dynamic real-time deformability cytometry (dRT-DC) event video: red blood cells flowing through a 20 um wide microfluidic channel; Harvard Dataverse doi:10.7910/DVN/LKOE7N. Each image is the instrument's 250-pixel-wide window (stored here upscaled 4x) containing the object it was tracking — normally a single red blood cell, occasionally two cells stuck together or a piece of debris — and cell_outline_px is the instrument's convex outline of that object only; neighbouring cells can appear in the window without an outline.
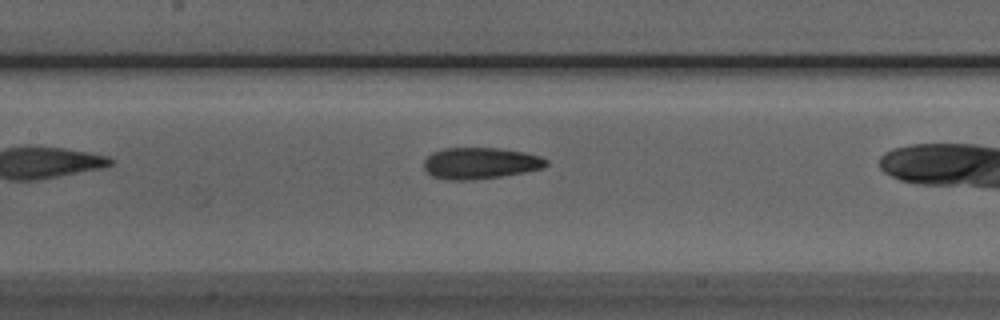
{"species": "Egyptian fruit bat (a non-hibernating species)", "species_latin": "Rousettus aegyptiacus", "temperature_condition": "room temperature", "stored_images_in_passage": 13, "camera_frame_rate_fps": 3000, "um_per_image_px": 0.085, "animal": {"sex": "male"}, "frame": {"image": 1, "passage_image": 8, "time_ms": 2.333, "image_size_px": [1000, 320], "cell_outline_px": [[548, 164], [544, 168], [524, 172], [500, 176], [472, 180], [444, 180], [432, 176], [424, 168], [424, 160], [432, 152], [444, 148], [500, 148], [524, 152], [540, 156], [548, 160]], "centroid_in_image_um": [40.82, 13.87], "position_along_channel_um": 166.6, "area_um2": 22.48}}